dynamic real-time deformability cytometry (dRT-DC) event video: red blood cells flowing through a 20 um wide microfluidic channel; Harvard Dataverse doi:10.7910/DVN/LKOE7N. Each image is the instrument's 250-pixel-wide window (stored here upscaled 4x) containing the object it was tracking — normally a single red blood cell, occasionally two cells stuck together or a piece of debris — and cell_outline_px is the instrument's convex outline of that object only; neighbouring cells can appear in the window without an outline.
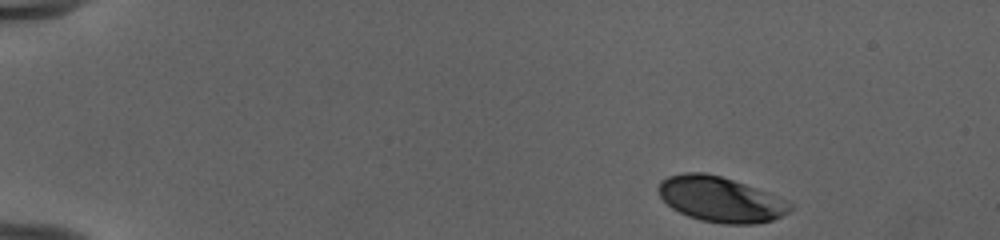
{"species": "human", "species_latin": "Homo sapiens", "temperature_condition": "cold", "stored_images_in_passage": 46, "camera_frame_rate_fps": 3000, "um_per_image_px": 0.085, "donor": {"sex": "female"}, "frame": {"image": 1, "passage_image": 1, "time_ms": 0.0, "image_size_px": [1000, 240], "cell_outline_px": [[792, 208], [788, 212], [772, 220], [756, 224], [724, 224], [700, 220], [688, 216], [672, 208], [660, 196], [656, 188], [660, 180], [668, 176], [684, 172], [704, 172], [720, 176], [768, 192], [792, 204]], "centroid_in_image_um": [61.2, 16.94], "position_along_channel_um": 23.8, "area_um2": 34.62}}
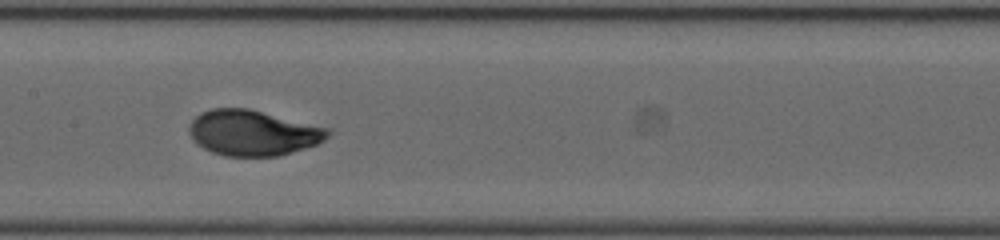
{"frame": {"image": 2, "passage_image": 22, "time_ms": 7.0, "image_size_px": [1000, 240], "cell_outline_px": [[328, 136], [324, 140], [316, 144], [304, 148], [276, 156], [224, 156], [212, 152], [196, 144], [192, 140], [188, 132], [188, 128], [192, 120], [200, 112], [212, 108], [248, 108], [328, 128]], "centroid_in_image_um": [21.42, 11.29], "position_along_channel_um": 186.0, "area_um2": 36.59}}
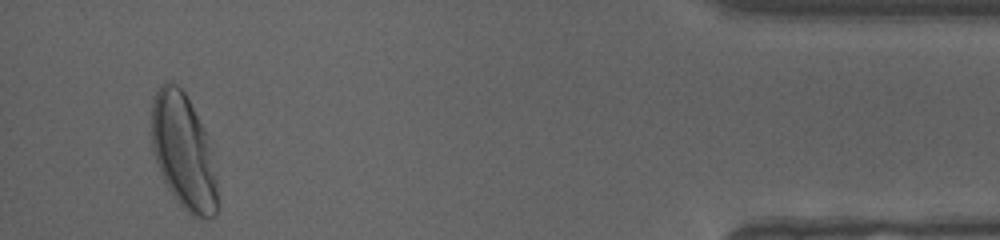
{"frame": {"image": 3, "passage_image": 44, "time_ms": 14.333, "image_size_px": [1000, 240], "cell_outline_px": [[216, 212], [212, 216], [192, 216], [176, 200], [168, 188], [160, 172], [152, 148], [152, 100], [156, 92], [164, 80], [168, 80], [176, 84], [184, 92], [204, 128], [216, 180]], "centroid_in_image_um": [15.55, 12.84], "position_along_channel_um": 419.7, "area_um2": 43.18}, "authors_computed_cell_mechanics": {"area_um2": 36.2695, "velocity_mm_per_s": 3.969, "shape_relaxation_time_tau1_ms": 3.0315, "shape_relaxation_time_tau2_ms": null, "deformation_change_tau1": 0.1577, "deformation_change_tau2": null}}